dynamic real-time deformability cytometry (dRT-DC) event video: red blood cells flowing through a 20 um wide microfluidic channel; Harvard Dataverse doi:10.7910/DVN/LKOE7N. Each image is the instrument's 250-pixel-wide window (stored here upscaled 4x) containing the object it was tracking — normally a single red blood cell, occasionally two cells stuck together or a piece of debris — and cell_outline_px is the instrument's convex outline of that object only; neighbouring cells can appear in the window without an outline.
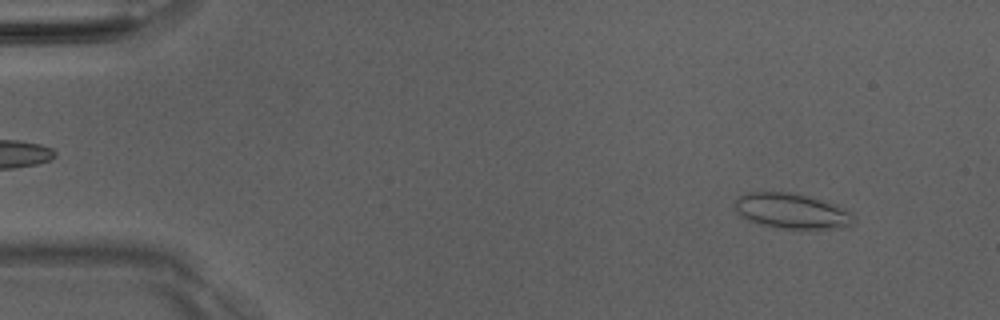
{"species": "Egyptian fruit bat (a non-hibernating species)", "species_latin": "Rousettus aegyptiacus", "temperature_condition": "room temperature", "stored_images_in_passage": 51, "camera_frame_rate_fps": 3000, "um_per_image_px": 0.085, "animal": {"sex": "male"}, "frame": {"image": 1, "passage_image": 5, "time_ms": 1.333, "image_size_px": [1000, 320], "cell_outline_px": [[856, 220], [848, 228], [804, 232], [776, 228], [760, 224], [748, 220], [736, 212], [736, 200], [740, 196], [748, 192], [788, 192], [808, 196], [836, 204], [848, 208], [852, 212]], "centroid_in_image_um": [67.43, 18.0], "position_along_channel_um": 17.6, "area_um2": 25.61}}
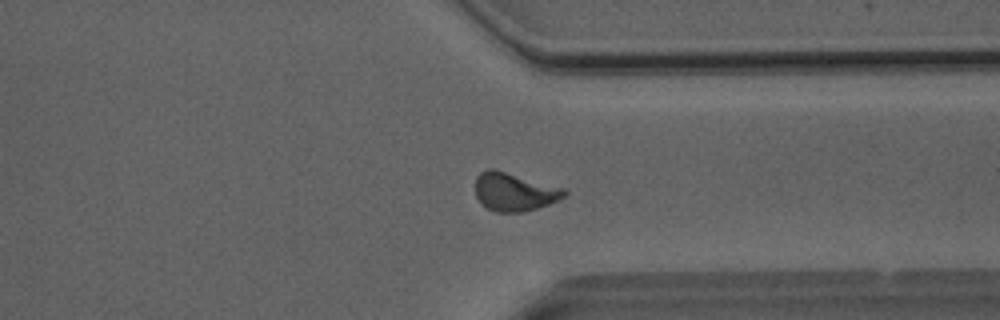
{"frame": {"image": 2, "passage_image": 39, "time_ms": 12.667, "image_size_px": [1000, 320], "cell_outline_px": [[568, 192], [564, 196], [548, 204], [524, 212], [496, 212], [488, 208], [476, 196], [476, 176], [480, 172], [488, 168], [496, 168], [564, 188]], "centroid_in_image_um": [43.7, 16.28], "position_along_channel_um": 367.7, "area_um2": 19.83}}
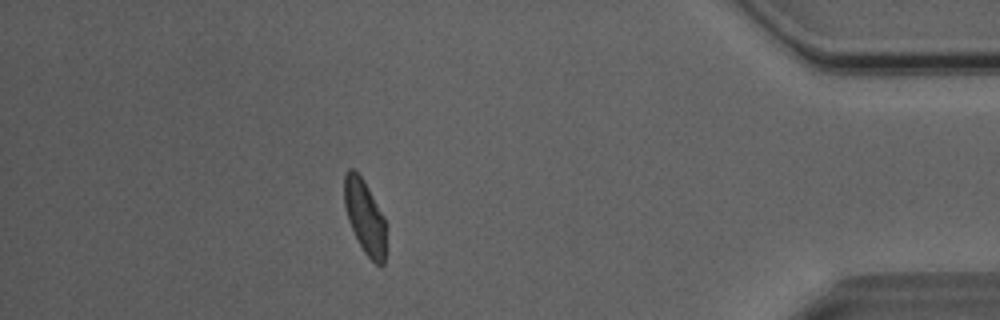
{"frame": {"image": 3, "passage_image": 45, "time_ms": 14.667, "image_size_px": [1000, 320], "cell_outline_px": [[384, 264], [376, 264], [364, 252], [348, 220], [344, 204], [344, 176], [348, 168], [352, 168], [364, 180], [384, 216]], "centroid_in_image_um": [30.98, 18.37], "position_along_channel_um": 404.2, "area_um2": 17.51}, "authors_computed_cell_mechanics": {"area_um2": 19.4786, "velocity_mm_per_s": 4.0381, "shape_relaxation_time_tau1_ms": 6.3348, "shape_relaxation_time_tau2_ms": 1.3904, "deformation_change_tau1": 0.153, "deformation_change_tau2": 0.0566}}